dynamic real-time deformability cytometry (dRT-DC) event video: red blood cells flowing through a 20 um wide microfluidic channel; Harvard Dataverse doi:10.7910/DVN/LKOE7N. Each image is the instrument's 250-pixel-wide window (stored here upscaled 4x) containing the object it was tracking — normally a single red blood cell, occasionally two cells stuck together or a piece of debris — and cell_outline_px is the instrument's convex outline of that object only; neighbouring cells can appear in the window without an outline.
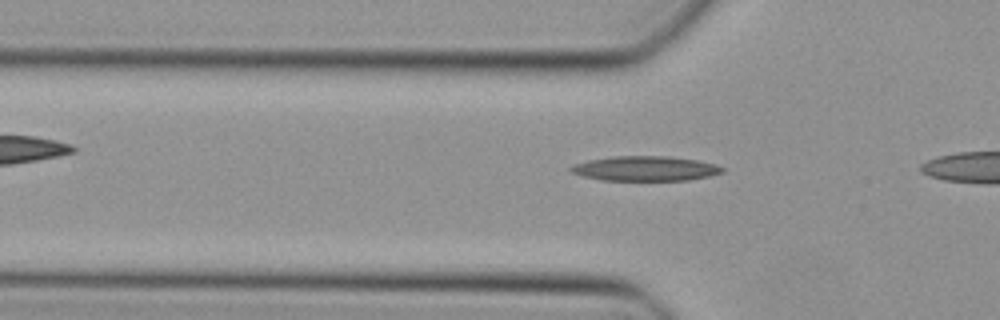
{"species": "Egyptian fruit bat (a non-hibernating species)", "species_latin": "Rousettus aegyptiacus", "temperature_condition": "cold", "stored_images_in_passage": 12, "camera_frame_rate_fps": 3000, "um_per_image_px": 0.085, "animal": {"sex": "female"}, "frame": {"image": 1, "passage_image": 10, "time_ms": 3.0, "image_size_px": [1000, 320], "cell_outline_px": [[724, 172], [708, 176], [688, 180], [600, 180], [584, 176], [572, 172], [568, 168], [572, 164], [588, 160], [616, 156], [668, 156], [696, 160], [716, 164], [724, 168]], "centroid_in_image_um": [54.84, 14.32], "position_along_channel_um": 71.0, "area_um2": 21.79}}